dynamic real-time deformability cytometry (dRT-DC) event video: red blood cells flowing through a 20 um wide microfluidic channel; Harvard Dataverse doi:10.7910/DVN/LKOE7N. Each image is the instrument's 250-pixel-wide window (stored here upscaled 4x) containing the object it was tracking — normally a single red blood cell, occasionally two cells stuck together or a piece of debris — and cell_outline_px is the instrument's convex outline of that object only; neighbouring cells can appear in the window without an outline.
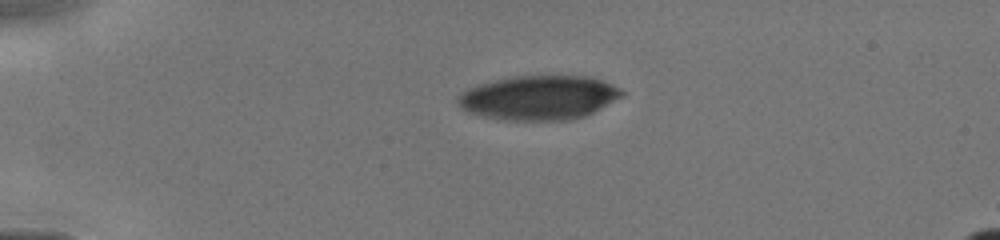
{"species": "human", "species_latin": "Homo sapiens", "temperature_condition": "cold", "stored_images_in_passage": 7, "camera_frame_rate_fps": 3000, "um_per_image_px": 0.085, "donor": {"sex": "male"}, "frame": {"image": 1, "passage_image": 1, "time_ms": 0.0, "image_size_px": [1000, 240], "cell_outline_px": [[624, 96], [584, 116], [568, 120], [504, 120], [484, 116], [468, 112], [456, 100], [468, 88], [480, 84], [496, 80], [516, 76], [584, 76], [600, 80], [612, 84], [620, 88], [624, 92]], "centroid_in_image_um": [45.84, 8.3], "position_along_channel_um": 39.2, "area_um2": 41.79}}